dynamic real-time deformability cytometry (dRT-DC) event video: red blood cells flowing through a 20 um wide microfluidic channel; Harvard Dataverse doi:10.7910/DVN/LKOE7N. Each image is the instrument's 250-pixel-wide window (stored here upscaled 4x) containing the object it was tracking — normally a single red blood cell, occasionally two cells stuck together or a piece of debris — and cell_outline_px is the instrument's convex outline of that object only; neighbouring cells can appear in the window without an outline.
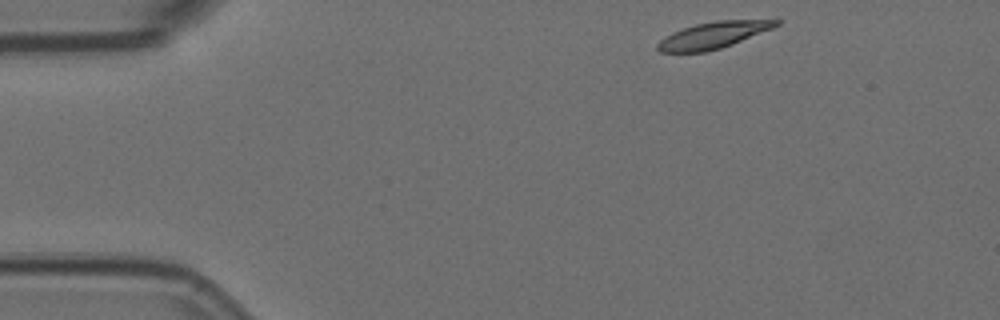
{"species": "Egyptian fruit bat (a non-hibernating species)", "species_latin": "Rousettus aegyptiacus", "temperature_condition": "room temperature", "stored_images_in_passage": 9, "camera_frame_rate_fps": 3000, "um_per_image_px": 0.085, "animal": {"sex": "female"}, "frame": {"image": 1, "passage_image": 1, "time_ms": 0.0, "image_size_px": [1000, 320], "cell_outline_px": [[780, 24], [772, 28], [732, 44], [720, 48], [704, 52], [660, 52], [656, 48], [656, 44], [660, 40], [672, 32], [696, 24], [716, 20], [780, 20]], "centroid_in_image_um": [60.58, 2.99], "position_along_channel_um": 24.4, "area_um2": 18.03}}
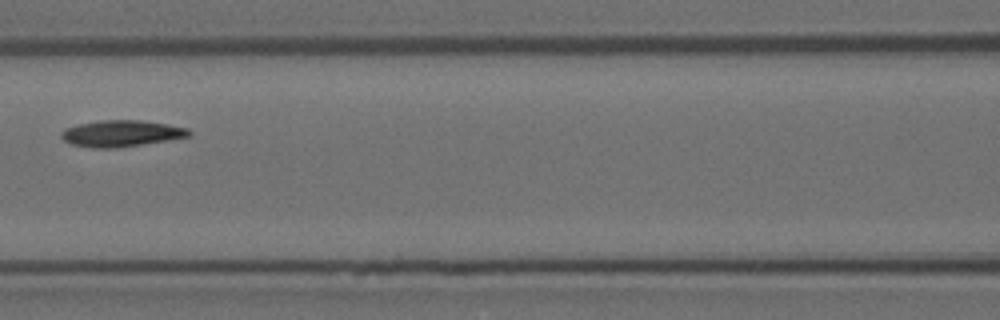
{"frame": {"image": 2, "passage_image": 6, "time_ms": 1.667, "image_size_px": [1000, 320], "cell_outline_px": [[192, 136], [168, 140], [116, 148], [92, 148], [72, 144], [64, 140], [60, 136], [60, 132], [64, 128], [80, 124], [100, 120], [140, 120], [168, 124], [188, 128], [192, 132]], "centroid_in_image_um": [10.32, 11.34], "position_along_channel_um": 156.3, "area_um2": 19.71}}
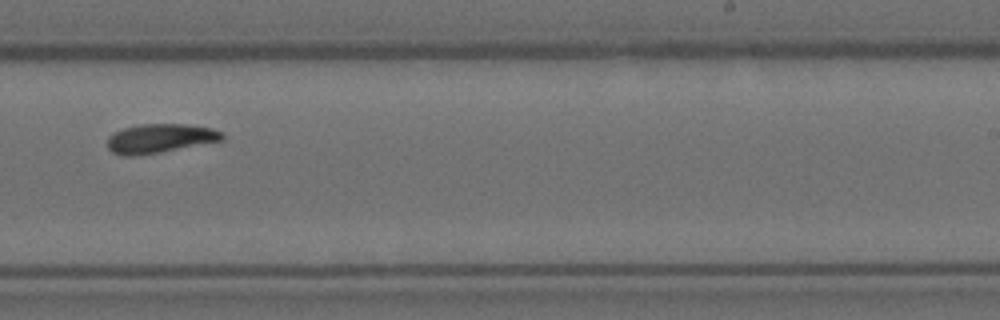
{"frame": {"image": 3, "passage_image": 9, "time_ms": 2.667, "image_size_px": [1000, 320], "cell_outline_px": [[224, 140], [160, 152], [136, 156], [124, 156], [112, 152], [108, 148], [108, 136], [124, 128], [140, 124], [184, 124], [212, 128], [224, 132]], "centroid_in_image_um": [13.62, 11.76], "position_along_channel_um": 275.4, "area_um2": 19.42}}